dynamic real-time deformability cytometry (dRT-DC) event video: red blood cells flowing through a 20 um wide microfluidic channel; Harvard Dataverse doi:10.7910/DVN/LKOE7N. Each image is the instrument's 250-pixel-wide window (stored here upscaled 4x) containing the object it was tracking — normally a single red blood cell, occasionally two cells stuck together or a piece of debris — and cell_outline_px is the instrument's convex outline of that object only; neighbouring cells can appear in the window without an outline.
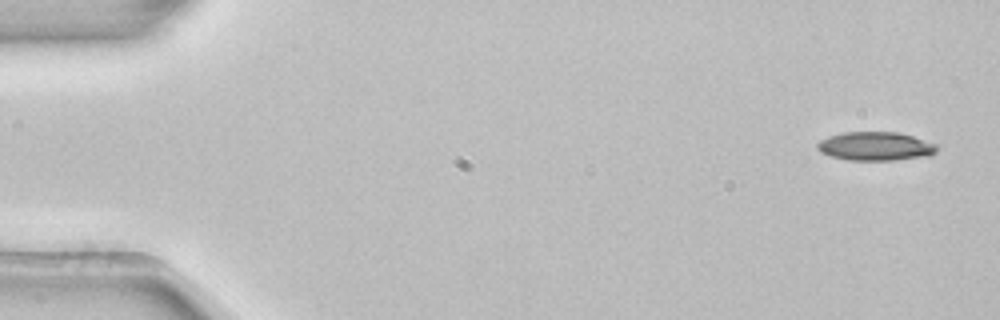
{"species": "common noctule bat (a hibernating species)", "species_latin": "Nyctalus noctula", "temperature_condition": "room temperature", "stored_images_in_passage": 3, "camera_frame_rate_fps": 3000, "um_per_image_px": 0.085, "animal": {"sex": "female", "body_mass_g": 22.7, "forearm_length_mm": 54.2}, "frame": {"image": 1, "passage_image": 1, "time_ms": 0.0, "image_size_px": [1000, 320], "cell_outline_px": [[936, 152], [928, 156], [896, 160], [848, 160], [832, 156], [820, 152], [816, 148], [816, 144], [820, 140], [828, 136], [844, 132], [896, 132], [912, 136], [936, 144]], "centroid_in_image_um": [74.38, 12.43], "position_along_channel_um": 10.6, "area_um2": 19.94}}